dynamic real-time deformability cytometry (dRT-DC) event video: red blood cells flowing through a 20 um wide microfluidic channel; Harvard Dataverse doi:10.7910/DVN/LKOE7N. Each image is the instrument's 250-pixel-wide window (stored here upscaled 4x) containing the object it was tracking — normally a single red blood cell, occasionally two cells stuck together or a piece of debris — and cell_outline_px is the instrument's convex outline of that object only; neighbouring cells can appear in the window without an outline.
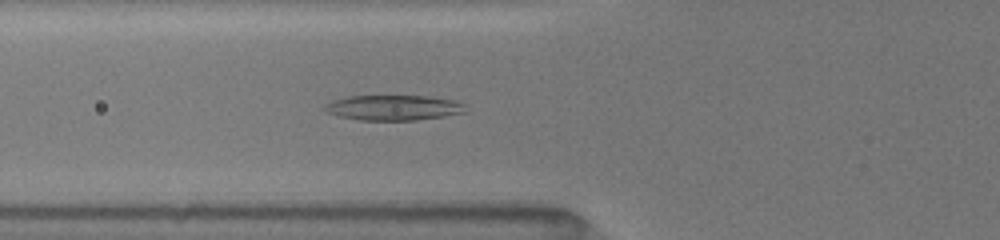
{"species": "common noctule bat (a hibernating species)", "species_latin": "Nyctalus noctula", "temperature_condition": "room temperature", "stored_images_in_passage": 72, "segment_of_instrument_passage": [1, 2], "camera_frame_rate_fps": 3000, "um_per_image_px": 0.085, "animal": {"sex": "female", "body_mass_g": 19.5, "forearm_length_mm": 54.1}, "frame": {"image": 1, "passage_image": 25, "time_ms": 6.333, "image_size_px": [1000, 240], "cell_outline_px": [[464, 112], [444, 116], [416, 120], [360, 120], [340, 116], [328, 112], [324, 108], [332, 100], [348, 96], [428, 96], [452, 100], [464, 104]], "centroid_in_image_um": [33.44, 9.15], "position_along_channel_um": 92.4, "area_um2": 20.35}}
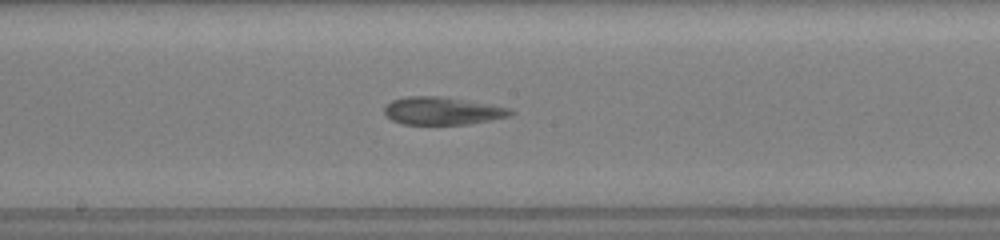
{"frame": {"image": 2, "passage_image": 37, "time_ms": 9.333, "image_size_px": [1000, 240], "cell_outline_px": [[516, 112], [512, 116], [468, 124], [404, 124], [392, 120], [384, 112], [384, 108], [392, 100], [404, 96], [444, 96], [512, 108]], "centroid_in_image_um": [37.65, 9.41], "position_along_channel_um": 210.5, "area_um2": 20.52}}
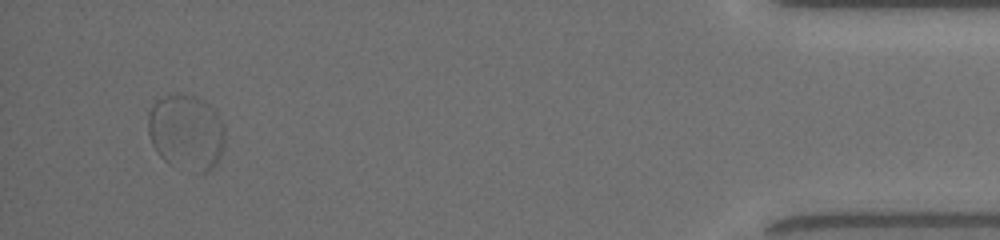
{"frame": {"image": 3, "passage_image": 66, "time_ms": 16.333, "image_size_px": [1000, 240], "cell_outline_px": [[224, 148], [216, 164], [208, 172], [200, 172], [168, 164], [160, 156], [152, 144], [148, 132], [148, 112], [152, 104], [156, 100], [164, 96], [196, 96], [204, 100], [216, 112], [224, 124]], "centroid_in_image_um": [15.84, 11.25], "position_along_channel_um": 419.4, "area_um2": 33.81}}